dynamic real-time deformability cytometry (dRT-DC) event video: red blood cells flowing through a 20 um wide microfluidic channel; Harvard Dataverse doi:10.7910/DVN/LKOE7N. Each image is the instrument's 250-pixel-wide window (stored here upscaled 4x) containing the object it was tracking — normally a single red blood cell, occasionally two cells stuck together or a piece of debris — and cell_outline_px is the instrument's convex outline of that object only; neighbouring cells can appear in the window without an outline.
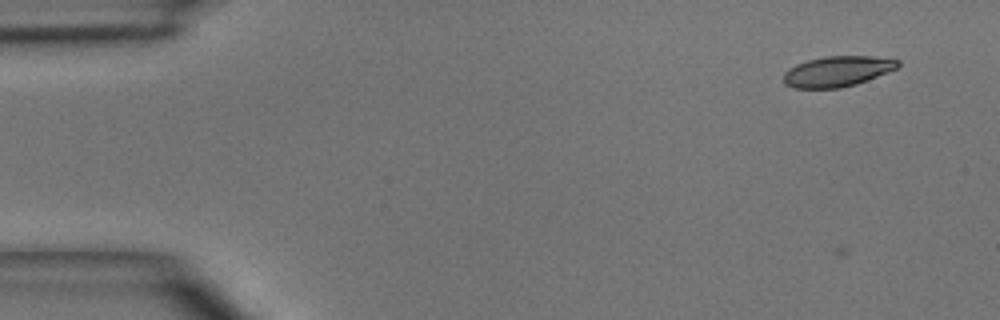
{"species": "common noctule bat (a hibernating species)", "species_latin": "Nyctalus noctula", "temperature_condition": "room temperature", "stored_images_in_passage": 3, "camera_frame_rate_fps": 3000, "um_per_image_px": 0.085, "animal": {"sex": "male", "body_mass_g": 15.6}, "frame": {"image": 1, "passage_image": 1, "time_ms": 0.0, "image_size_px": [1000, 320], "cell_outline_px": [[900, 64], [896, 68], [888, 72], [856, 84], [840, 88], [792, 88], [784, 84], [784, 72], [788, 68], [796, 64], [808, 60], [824, 56], [872, 56], [900, 60]], "centroid_in_image_um": [71.15, 6.06], "position_along_channel_um": 13.8, "area_um2": 20.35}}